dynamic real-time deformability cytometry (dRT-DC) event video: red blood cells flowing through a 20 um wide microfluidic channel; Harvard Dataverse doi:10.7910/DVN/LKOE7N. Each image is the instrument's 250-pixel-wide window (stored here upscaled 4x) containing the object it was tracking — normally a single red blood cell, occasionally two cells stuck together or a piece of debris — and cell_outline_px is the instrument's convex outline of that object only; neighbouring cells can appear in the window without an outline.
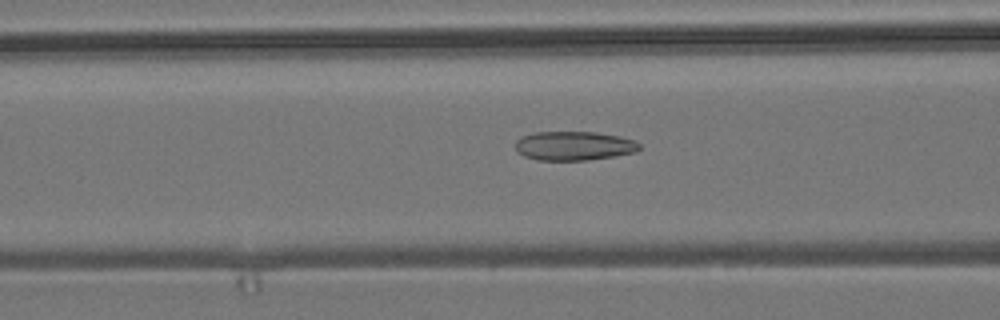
{"species": "common noctule bat (a hibernating species)", "species_latin": "Nyctalus noctula", "temperature_condition": "room temperature", "stored_images_in_passage": 53, "camera_frame_rate_fps": 3000, "um_per_image_px": 0.085, "animal": {"sex": "male", "body_mass_g": 19.2, "forearm_length_mm": 51.8}, "frame": {"image": 1, "passage_image": 21, "time_ms": 6.667, "image_size_px": [1000, 320], "cell_outline_px": [[640, 148], [636, 152], [616, 156], [588, 160], [536, 160], [524, 156], [516, 152], [516, 140], [524, 136], [536, 132], [596, 132], [620, 136], [636, 140], [640, 144]], "centroid_in_image_um": [48.82, 12.4], "position_along_channel_um": 117.8, "area_um2": 21.15}}
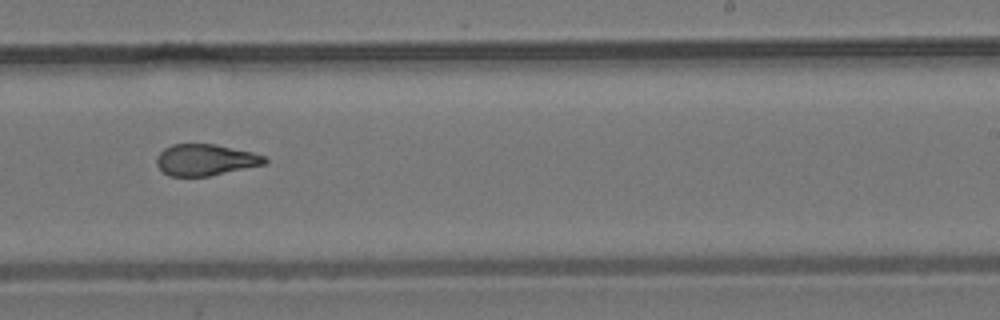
{"frame": {"image": 2, "passage_image": 33, "time_ms": 10.667, "image_size_px": [1000, 320], "cell_outline_px": [[268, 160], [264, 164], [208, 176], [168, 176], [156, 164], [156, 156], [164, 148], [172, 144], [216, 144], [252, 152], [264, 156]], "centroid_in_image_um": [17.43, 13.58], "position_along_channel_um": 271.6, "area_um2": 19.65}}
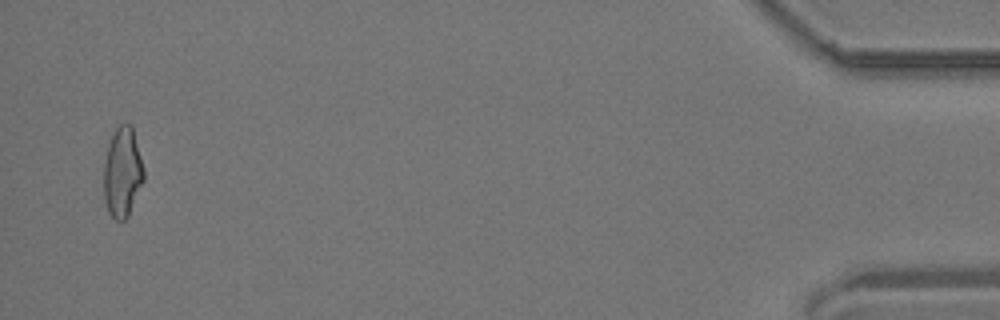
{"frame": {"image": 3, "passage_image": 52, "time_ms": 17.0, "image_size_px": [1000, 320], "cell_outline_px": [[144, 180], [128, 216], [124, 220], [116, 220], [108, 212], [104, 200], [104, 164], [108, 144], [116, 128], [120, 124], [132, 124], [144, 168]], "centroid_in_image_um": [10.41, 14.64], "position_along_channel_um": 424.8, "area_um2": 20.98}, "authors_computed_cell_mechanics": {"area_um2": 20.9814, "velocity_mm_per_s": 3.8502, "shape_relaxation_time_tau1_ms": null, "shape_relaxation_time_tau2_ms": 2.0227, "deformation_change_tau1": null, "deformation_change_tau2": 0.0991}}